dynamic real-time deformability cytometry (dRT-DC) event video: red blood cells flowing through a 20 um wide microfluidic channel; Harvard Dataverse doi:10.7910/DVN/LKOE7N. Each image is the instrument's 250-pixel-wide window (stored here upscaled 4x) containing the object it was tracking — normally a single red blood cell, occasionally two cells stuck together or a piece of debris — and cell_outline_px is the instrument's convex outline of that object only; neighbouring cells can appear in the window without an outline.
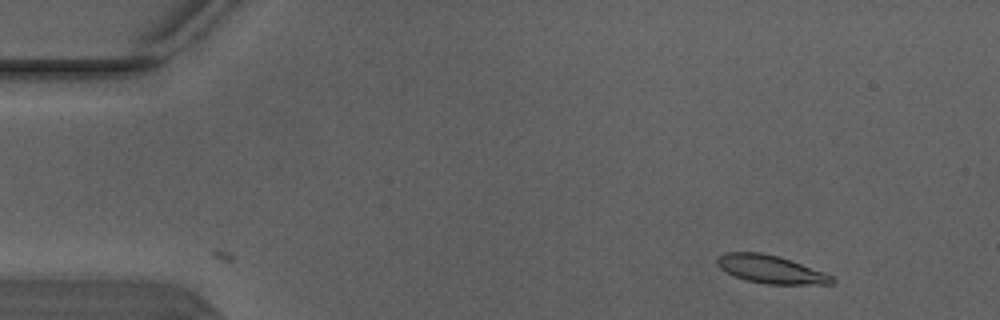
{"species": "Egyptian fruit bat (a non-hibernating species)", "species_latin": "Rousettus aegyptiacus", "temperature_condition": "warm", "stored_images_in_passage": 6, "camera_frame_rate_fps": 3000, "um_per_image_px": 0.085, "animal": {"sex": "male"}, "frame": {"image": 1, "passage_image": 1, "time_ms": 0.0, "image_size_px": [1000, 320], "cell_outline_px": [[836, 280], [832, 284], [768, 284], [748, 280], [736, 276], [720, 268], [716, 264], [716, 260], [724, 252], [760, 252], [780, 256], [824, 272], [832, 276]], "centroid_in_image_um": [65.53, 22.88], "position_along_channel_um": 19.5, "area_um2": 18.61}}
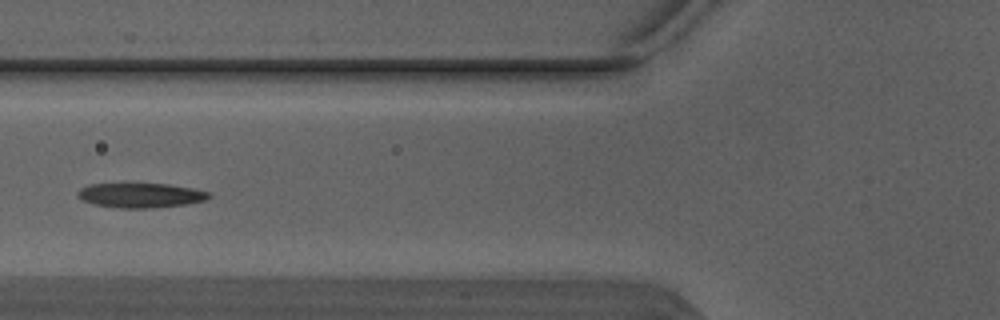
{"frame": {"image": 2, "passage_image": 5, "time_ms": 1.333, "image_size_px": [1000, 320], "cell_outline_px": [[212, 196], [204, 200], [188, 204], [152, 208], [116, 208], [92, 204], [80, 200], [76, 196], [76, 192], [80, 188], [88, 184], [124, 180], [128, 180], [168, 184], [192, 188], [212, 192]], "centroid_in_image_um": [11.85, 16.54], "position_along_channel_um": 113.9, "area_um2": 20.35}}
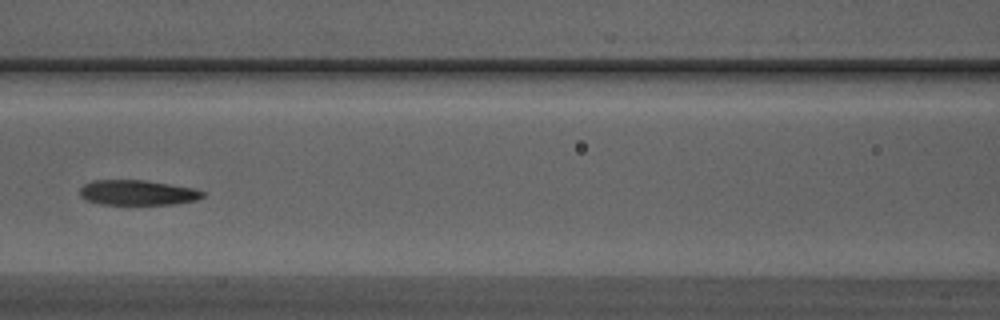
{"frame": {"image": 3, "passage_image": 6, "time_ms": 1.667, "image_size_px": [1000, 320], "cell_outline_px": [[204, 196], [196, 200], [176, 204], [100, 204], [84, 200], [80, 196], [80, 188], [84, 184], [92, 180], [144, 180], [196, 188], [204, 192]], "centroid_in_image_um": [11.68, 16.37], "position_along_channel_um": 154.9, "area_um2": 18.09}}